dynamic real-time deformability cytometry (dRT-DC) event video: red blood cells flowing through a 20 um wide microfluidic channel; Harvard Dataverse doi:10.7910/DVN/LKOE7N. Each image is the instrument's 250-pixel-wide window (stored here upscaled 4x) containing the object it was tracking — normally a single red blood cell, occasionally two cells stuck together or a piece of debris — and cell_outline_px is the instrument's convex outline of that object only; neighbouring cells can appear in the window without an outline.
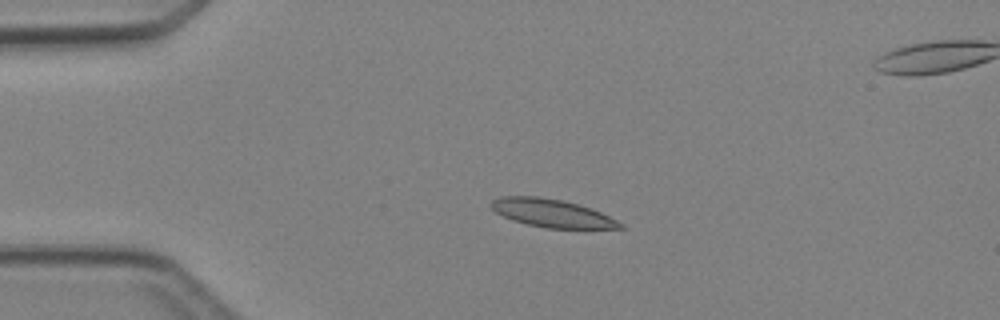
{"species": "Egyptian fruit bat (a non-hibernating species)", "species_latin": "Rousettus aegyptiacus", "temperature_condition": "cold", "stored_images_in_passage": 4, "camera_frame_rate_fps": 3000, "um_per_image_px": 0.085, "animal": {"sex": "female"}, "frame": {"image": 1, "passage_image": 2, "time_ms": 1.333, "image_size_px": [1000, 320], "cell_outline_px": [[624, 228], [548, 228], [528, 224], [512, 220], [496, 212], [488, 204], [492, 200], [500, 196], [536, 196], [560, 200], [592, 208], [624, 224]], "centroid_in_image_um": [46.88, 18.11], "position_along_channel_um": 38.1, "area_um2": 20.81}}